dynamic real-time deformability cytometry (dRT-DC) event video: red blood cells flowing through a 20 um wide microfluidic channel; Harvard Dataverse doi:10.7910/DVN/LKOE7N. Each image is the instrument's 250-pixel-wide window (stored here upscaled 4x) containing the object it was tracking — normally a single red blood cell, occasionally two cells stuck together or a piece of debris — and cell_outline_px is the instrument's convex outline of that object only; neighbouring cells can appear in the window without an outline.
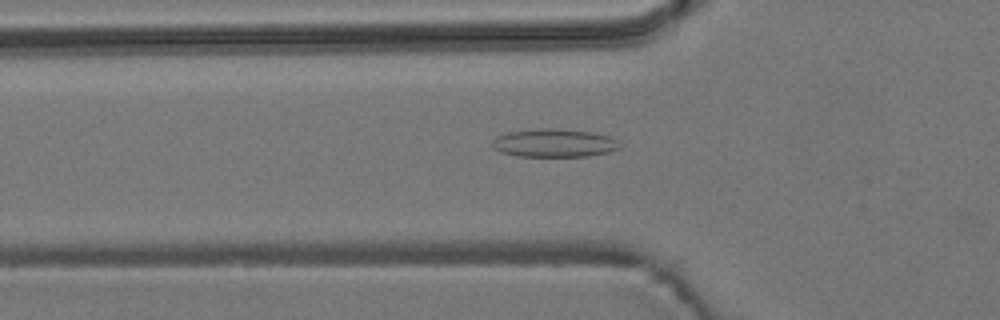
{"species": "common noctule bat (a hibernating species)", "species_latin": "Nyctalus noctula", "temperature_condition": "room temperature", "stored_images_in_passage": 44, "camera_frame_rate_fps": 3000, "um_per_image_px": 0.085, "animal": {"sex": "male", "body_mass_g": 19.2, "forearm_length_mm": 51.8}, "frame": {"image": 1, "passage_image": 6, "time_ms": 1.667, "image_size_px": [1000, 320], "cell_outline_px": [[620, 148], [608, 152], [588, 156], [516, 156], [500, 152], [492, 148], [492, 140], [496, 136], [508, 132], [544, 128], [552, 128], [592, 132], [608, 136], [616, 140]], "centroid_in_image_um": [47.05, 12.16], "position_along_channel_um": 78.7, "area_um2": 20.87}}
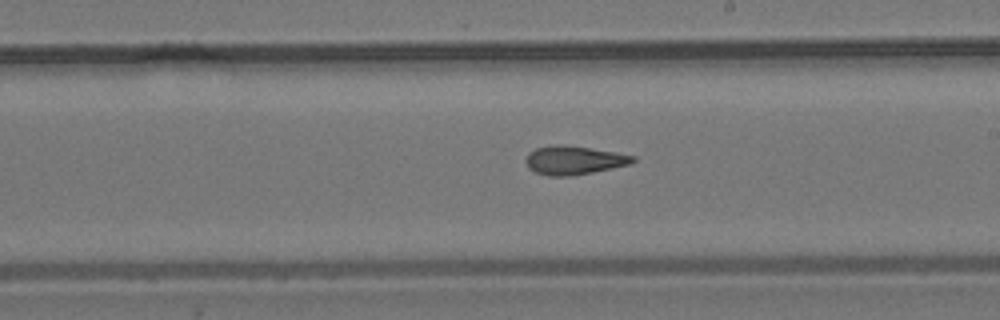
{"frame": {"image": 2, "passage_image": 19, "time_ms": 6.0, "image_size_px": [1000, 320], "cell_outline_px": [[636, 160], [632, 164], [592, 172], [568, 176], [548, 176], [536, 172], [528, 168], [524, 160], [528, 152], [536, 148], [560, 144], [564, 144], [636, 156]], "centroid_in_image_um": [48.75, 13.62], "position_along_channel_um": 240.2, "area_um2": 17.8}}
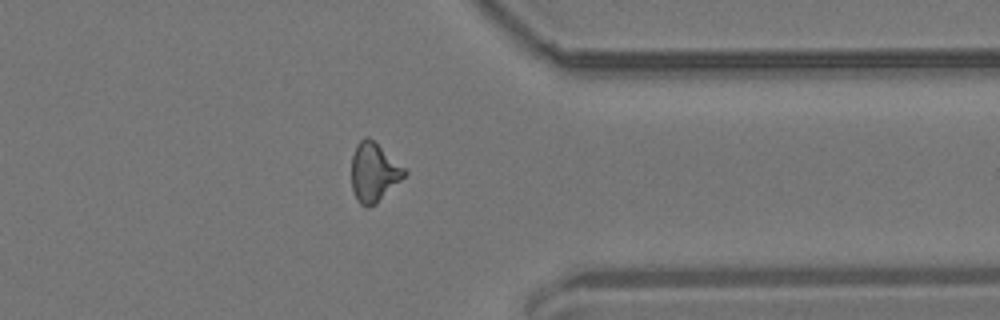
{"frame": {"image": 3, "passage_image": 31, "time_ms": 10.0, "image_size_px": [1000, 320], "cell_outline_px": [[408, 172], [376, 204], [368, 208], [364, 208], [356, 200], [352, 188], [352, 156], [356, 144], [364, 136], [368, 136], [404, 168]], "centroid_in_image_um": [31.74, 14.67], "position_along_channel_um": 379.7, "area_um2": 17.98}}